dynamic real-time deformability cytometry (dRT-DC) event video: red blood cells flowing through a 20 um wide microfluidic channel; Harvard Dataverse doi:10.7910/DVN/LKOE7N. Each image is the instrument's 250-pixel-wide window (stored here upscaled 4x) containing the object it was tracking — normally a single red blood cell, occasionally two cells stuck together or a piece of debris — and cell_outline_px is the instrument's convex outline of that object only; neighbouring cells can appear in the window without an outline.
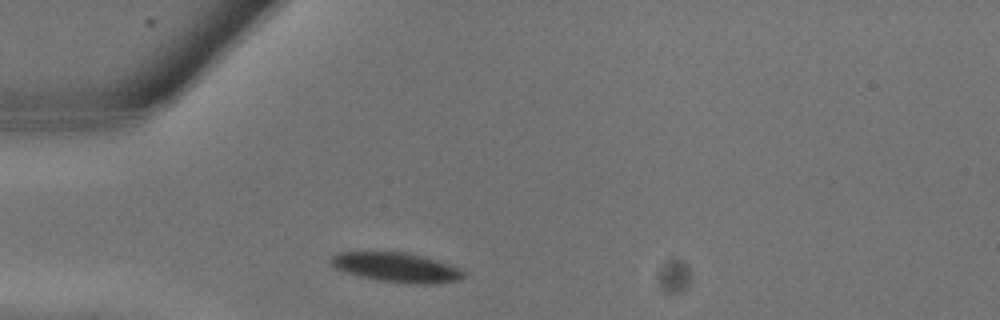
{"species": "common noctule bat (a hibernating species)", "species_latin": "Nyctalus noctula", "temperature_condition": "warm", "stored_images_in_passage": 12, "camera_frame_rate_fps": 3000, "um_per_image_px": 0.085, "animal": {"sex": "male", "body_mass_g": 13.3}, "frame": {"image": 1, "passage_image": 2, "time_ms": 0.333, "image_size_px": [1000, 320], "cell_outline_px": [[464, 276], [460, 280], [432, 284], [424, 284], [380, 280], [348, 272], [336, 268], [328, 260], [332, 256], [340, 252], [404, 252], [424, 256], [460, 268], [464, 272]], "centroid_in_image_um": [33.74, 22.71], "position_along_channel_um": 51.3, "area_um2": 22.31}}
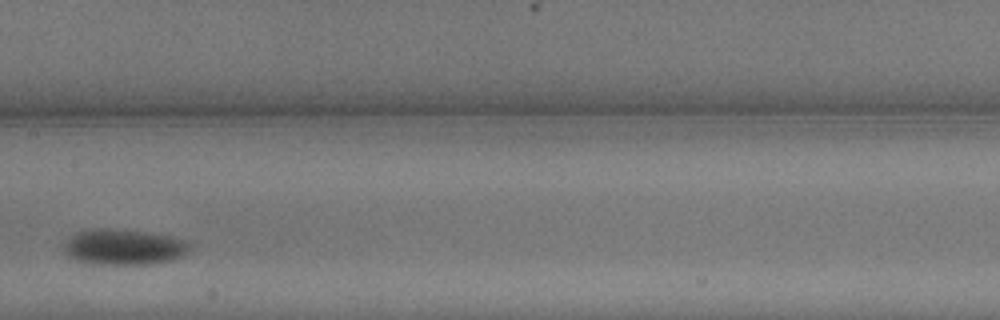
{"frame": {"image": 2, "passage_image": 8, "time_ms": 2.333, "image_size_px": [1000, 320], "cell_outline_px": [[192, 244], [188, 252], [172, 260], [152, 264], [88, 264], [76, 260], [68, 256], [64, 252], [64, 248], [68, 236], [76, 232], [88, 228], [112, 228], [144, 232], [172, 236], [188, 240]], "centroid_in_image_um": [10.51, 20.99], "position_along_channel_um": 196.9, "area_um2": 26.65}}
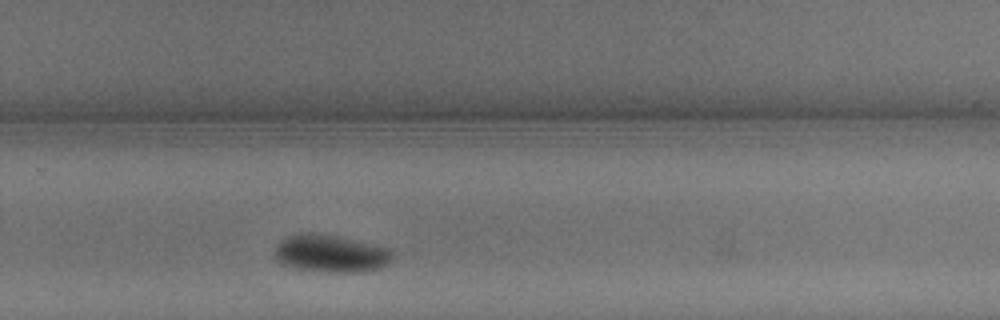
{"frame": {"image": 3, "passage_image": 12, "time_ms": 3.667, "image_size_px": [1000, 320], "cell_outline_px": [[392, 260], [388, 264], [380, 268], [360, 272], [324, 272], [292, 268], [284, 264], [276, 256], [276, 244], [280, 240], [296, 232], [308, 232], [336, 236], [392, 248]], "centroid_in_image_um": [28.13, 21.55], "position_along_channel_um": 301.7, "area_um2": 25.89}}